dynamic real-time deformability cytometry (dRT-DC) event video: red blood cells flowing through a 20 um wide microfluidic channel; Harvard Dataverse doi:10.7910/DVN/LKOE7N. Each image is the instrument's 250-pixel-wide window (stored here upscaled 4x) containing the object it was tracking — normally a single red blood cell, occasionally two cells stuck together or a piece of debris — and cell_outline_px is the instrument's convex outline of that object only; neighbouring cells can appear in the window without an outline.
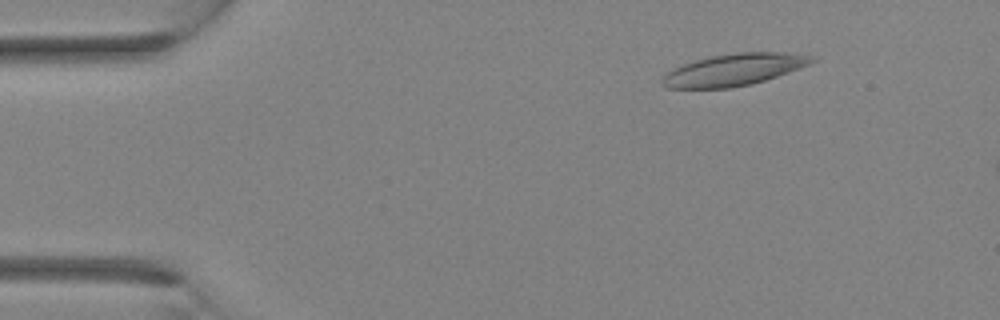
{"species": "Egyptian fruit bat (a non-hibernating species)", "species_latin": "Rousettus aegyptiacus", "temperature_condition": "room temperature", "stored_images_in_passage": 4, "camera_frame_rate_fps": 3000, "um_per_image_px": 0.085, "animal": {"sex": "female"}, "frame": {"image": 1, "passage_image": 2, "time_ms": 0.333, "image_size_px": [1000, 320], "cell_outline_px": [[820, 60], [788, 72], [752, 84], [732, 88], [668, 88], [660, 84], [660, 80], [672, 68], [696, 60], [712, 56], [736, 52], [784, 52], [816, 56]], "centroid_in_image_um": [62.4, 5.92], "position_along_channel_um": 22.6, "area_um2": 27.86}}